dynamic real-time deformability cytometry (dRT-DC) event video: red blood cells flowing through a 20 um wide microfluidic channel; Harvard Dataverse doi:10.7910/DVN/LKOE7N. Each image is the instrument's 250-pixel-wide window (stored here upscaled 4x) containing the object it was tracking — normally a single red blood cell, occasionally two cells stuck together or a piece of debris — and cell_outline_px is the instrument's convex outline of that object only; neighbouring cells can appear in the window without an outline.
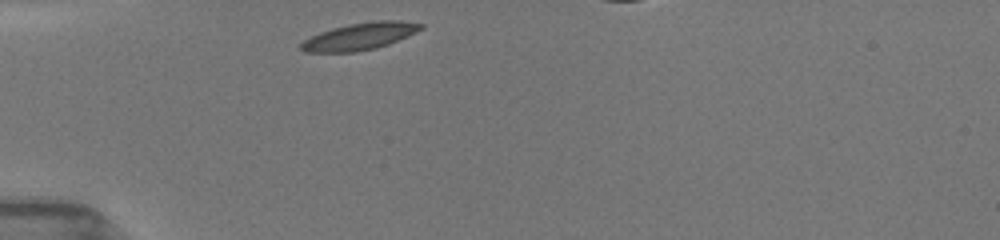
{"species": "common noctule bat (a hibernating species)", "species_latin": "Nyctalus noctula", "temperature_condition": "room temperature", "stored_images_in_passage": 11, "camera_frame_rate_fps": 3000, "um_per_image_px": 0.085, "animal": {"sex": "female", "body_mass_g": 19.5, "forearm_length_mm": 54.1}, "frame": {"image": 1, "passage_image": 1, "time_ms": 0.0, "image_size_px": [1000, 240], "cell_outline_px": [[424, 28], [388, 44], [376, 48], [356, 52], [304, 52], [300, 48], [300, 44], [304, 40], [320, 32], [332, 28], [348, 24], [376, 20], [400, 20], [424, 24]], "centroid_in_image_um": [30.58, 3.08], "position_along_channel_um": 54.4, "area_um2": 18.84}}
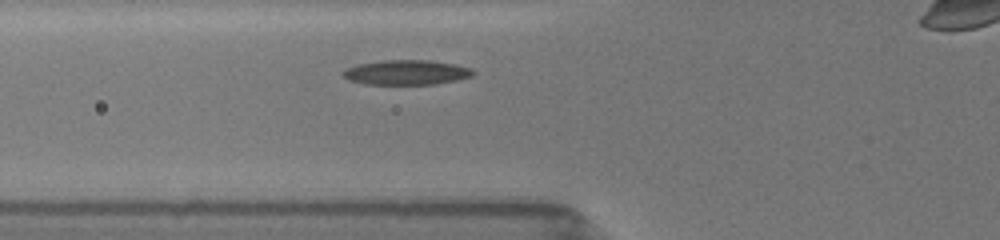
{"frame": {"image": 2, "passage_image": 8, "time_ms": 1.333, "image_size_px": [1000, 240], "cell_outline_px": [[476, 72], [472, 76], [456, 80], [436, 84], [364, 84], [348, 80], [340, 72], [344, 68], [356, 64], [380, 60], [432, 60], [456, 64], [472, 68]], "centroid_in_image_um": [34.52, 6.14], "position_along_channel_um": 91.3, "area_um2": 19.13}}